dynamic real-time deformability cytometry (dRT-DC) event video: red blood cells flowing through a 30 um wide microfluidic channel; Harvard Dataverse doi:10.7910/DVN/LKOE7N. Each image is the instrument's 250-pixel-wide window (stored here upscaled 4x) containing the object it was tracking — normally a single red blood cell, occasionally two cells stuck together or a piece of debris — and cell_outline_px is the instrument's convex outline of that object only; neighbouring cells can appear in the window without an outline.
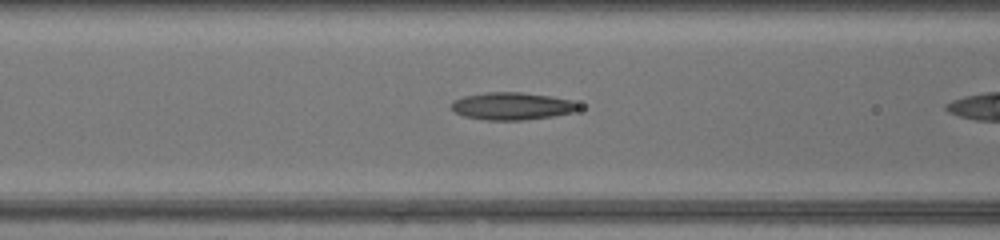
{"species": "common noctule bat (a hibernating species)", "species_latin": "Nyctalus noctula", "temperature_condition": "warm", "stored_images_in_passage": 6, "camera_frame_rate_fps": 3000, "um_per_image_px": 0.085, "animal": {"sex": "female", "body_mass_g": 17.0, "forearm_length_mm": 48.0}, "frame": {"image": 1, "passage_image": 5, "time_ms": 1.333, "image_size_px": [1000, 240], "cell_outline_px": [[580, 108], [572, 112], [552, 116], [520, 120], [488, 120], [464, 116], [456, 112], [452, 108], [452, 104], [456, 100], [464, 96], [488, 92], [520, 92], [548, 96], [568, 100], [580, 104]], "centroid_in_image_um": [43.52, 9.02], "position_along_channel_um": 123.1, "area_um2": 19.88}}